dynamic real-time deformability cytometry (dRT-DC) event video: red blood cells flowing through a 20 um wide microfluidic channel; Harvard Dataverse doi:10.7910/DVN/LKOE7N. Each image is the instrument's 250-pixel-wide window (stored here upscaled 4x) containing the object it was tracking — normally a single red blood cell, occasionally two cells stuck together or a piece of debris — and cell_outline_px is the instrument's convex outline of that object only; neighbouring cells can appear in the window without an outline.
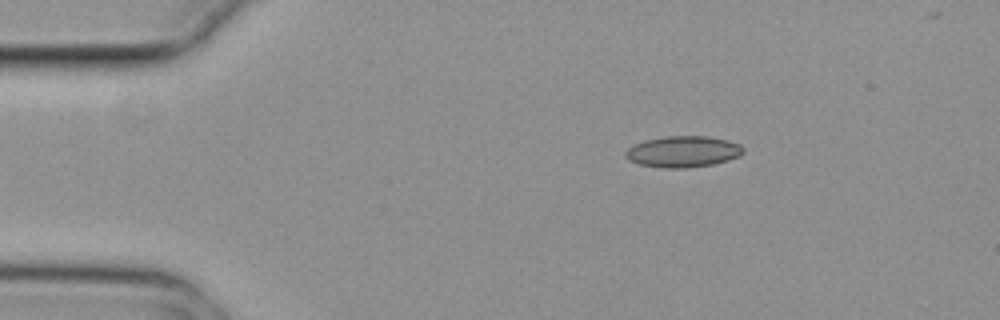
{"species": "common noctule bat (a hibernating species)", "species_latin": "Nyctalus noctula", "temperature_condition": "cold", "stored_images_in_passage": 3, "camera_frame_rate_fps": 3000, "um_per_image_px": 0.085, "animal": {"sex": "female", "body_mass_g": 29.2, "forearm_length_mm": 56.3}, "frame": {"image": 1, "passage_image": 1, "time_ms": 0.0, "image_size_px": [1000, 320], "cell_outline_px": [[744, 152], [740, 156], [728, 160], [712, 164], [688, 168], [664, 168], [640, 164], [628, 160], [624, 156], [624, 152], [632, 144], [644, 140], [664, 136], [708, 136], [728, 140], [740, 144], [744, 148]], "centroid_in_image_um": [58.04, 12.88], "position_along_channel_um": 27.0, "area_um2": 21.68}}
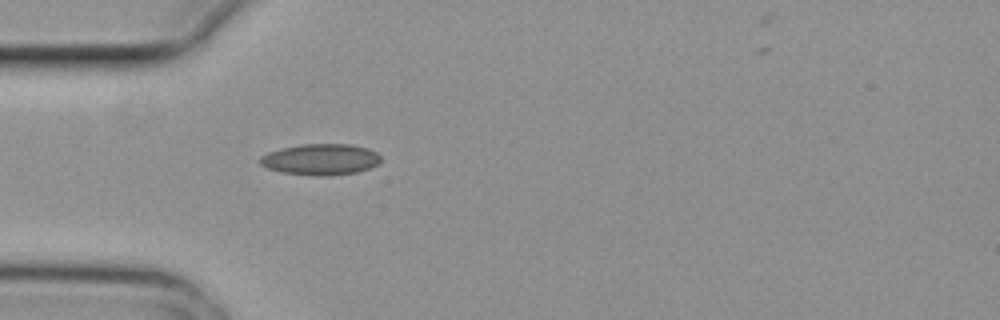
{"frame": {"image": 2, "passage_image": 3, "time_ms": 0.667, "image_size_px": [1000, 320], "cell_outline_px": [[380, 160], [376, 164], [368, 168], [356, 172], [328, 176], [316, 176], [284, 172], [268, 168], [260, 164], [260, 156], [268, 152], [300, 144], [352, 144], [368, 148], [376, 152], [380, 156]], "centroid_in_image_um": [27.26, 13.54], "position_along_channel_um": 57.7, "area_um2": 21.73}}